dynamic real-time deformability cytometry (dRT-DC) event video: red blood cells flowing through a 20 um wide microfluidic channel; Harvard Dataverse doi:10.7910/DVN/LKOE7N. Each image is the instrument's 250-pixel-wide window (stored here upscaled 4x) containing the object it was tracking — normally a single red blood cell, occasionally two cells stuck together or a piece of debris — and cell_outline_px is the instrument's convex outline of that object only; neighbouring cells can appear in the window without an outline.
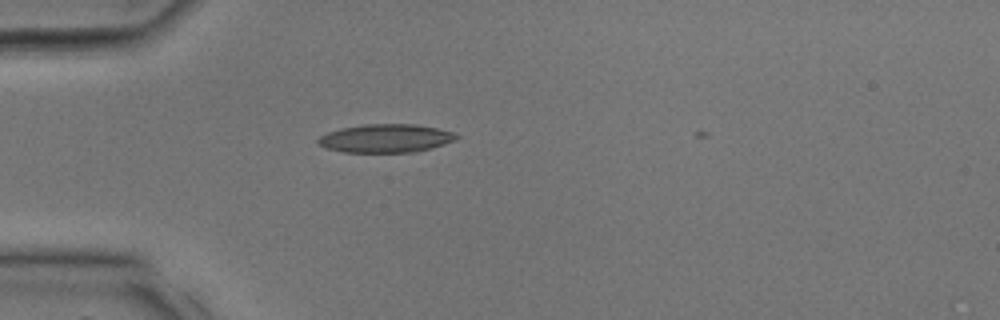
{"species": "common noctule bat (a hibernating species)", "species_latin": "Nyctalus noctula", "temperature_condition": "room temperature", "stored_images_in_passage": 23, "camera_frame_rate_fps": 3000, "um_per_image_px": 0.085, "animal": {"sex": "male", "body_mass_g": 17.9, "forearm_length_mm": 54.2}, "frame": {"image": 1, "passage_image": 2, "time_ms": 0.333, "image_size_px": [1000, 320], "cell_outline_px": [[460, 136], [456, 140], [444, 144], [416, 152], [344, 152], [328, 148], [320, 144], [316, 140], [320, 136], [328, 132], [340, 128], [364, 124], [416, 124], [436, 128], [452, 132]], "centroid_in_image_um": [32.8, 11.75], "position_along_channel_um": 52.2, "area_um2": 22.77}}
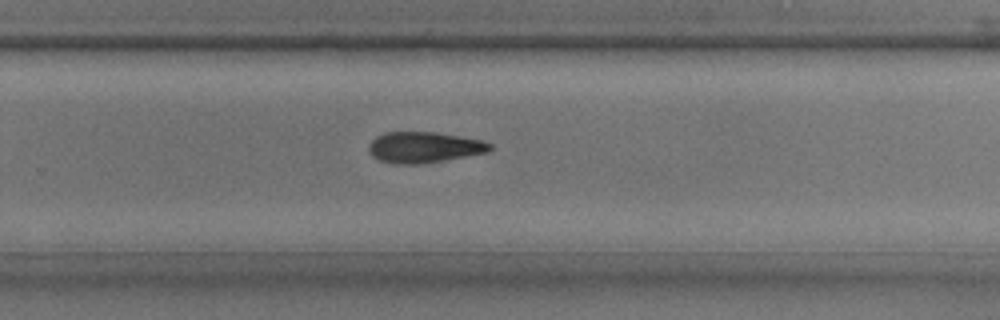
{"frame": {"image": 2, "passage_image": 14, "time_ms": 4.333, "image_size_px": [1000, 320], "cell_outline_px": [[492, 148], [488, 152], [444, 160], [416, 164], [392, 164], [380, 160], [372, 156], [368, 148], [368, 144], [376, 136], [384, 132], [436, 132], [480, 140], [492, 144]], "centroid_in_image_um": [36.0, 12.52], "position_along_channel_um": 293.8, "area_um2": 21.73}}
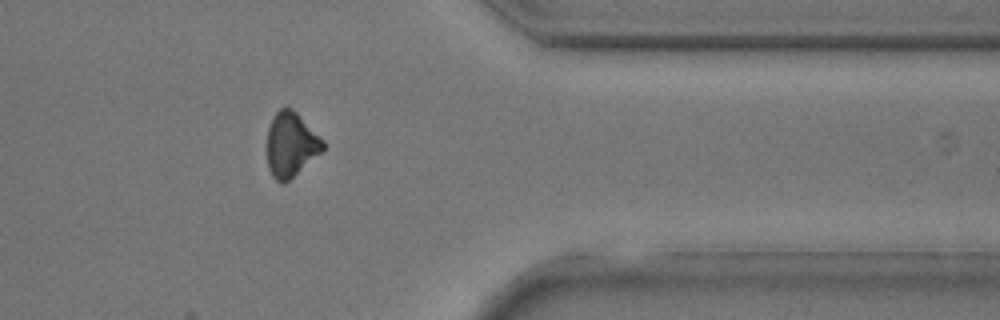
{"frame": {"image": 3, "passage_image": 19, "time_ms": 6.0, "image_size_px": [1000, 320], "cell_outline_px": [[328, 144], [320, 152], [284, 184], [280, 184], [272, 176], [268, 168], [268, 128], [272, 116], [280, 108], [292, 108]], "centroid_in_image_um": [24.72, 12.28], "position_along_channel_um": 386.7, "area_um2": 20.81}}